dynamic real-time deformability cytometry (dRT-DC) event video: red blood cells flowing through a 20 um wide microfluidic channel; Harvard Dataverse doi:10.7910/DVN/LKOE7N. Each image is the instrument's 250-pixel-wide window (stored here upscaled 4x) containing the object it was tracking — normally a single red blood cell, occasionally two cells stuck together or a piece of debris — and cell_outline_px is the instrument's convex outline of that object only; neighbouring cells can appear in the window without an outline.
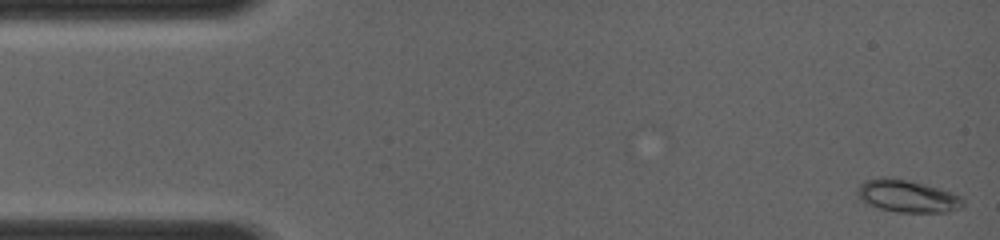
{"species": "common noctule bat (a hibernating species)", "species_latin": "Nyctalus noctula", "temperature_condition": "room temperature", "stored_images_in_passage": 36, "camera_frame_rate_fps": 4000, "um_per_image_px": 0.085, "animal": {"sex": "female", "body_mass_g": 19.0, "forearm_length_mm": 56.7}, "frame": {"image": 1, "passage_image": 1, "time_ms": 0.0, "image_size_px": [1000, 240], "cell_outline_px": [[964, 208], [948, 212], [896, 212], [864, 204], [860, 200], [856, 192], [856, 188], [864, 180], [884, 176], [924, 184], [952, 192], [960, 196], [964, 200]], "centroid_in_image_um": [77.1, 16.68], "position_along_channel_um": 7.9, "area_um2": 20.17}}
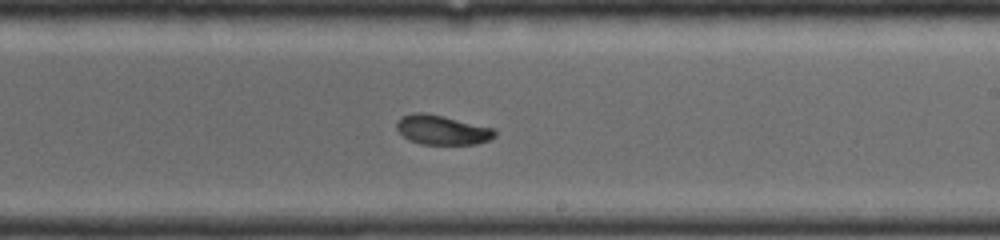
{"frame": {"image": 2, "passage_image": 23, "time_ms": 7.75, "image_size_px": [1000, 240], "cell_outline_px": [[496, 136], [488, 140], [476, 144], [420, 144], [408, 140], [396, 128], [396, 124], [404, 116], [412, 112], [424, 112], [444, 116], [496, 128]], "centroid_in_image_um": [37.62, 11.04], "position_along_channel_um": 251.4, "area_um2": 16.94}}
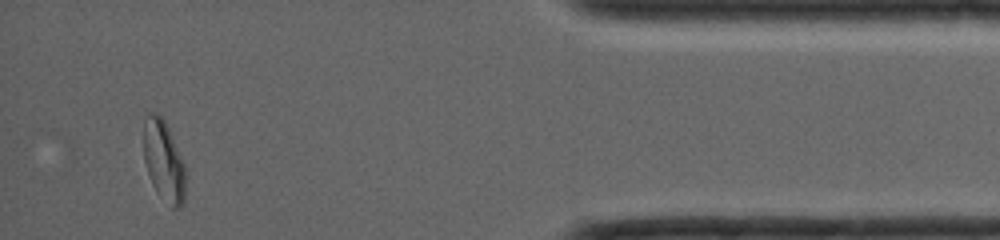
{"frame": {"image": 3, "passage_image": 36, "time_ms": 12.25, "image_size_px": [1000, 240], "cell_outline_px": [[184, 204], [180, 208], [172, 208], [156, 192], [152, 184], [144, 160], [144, 120], [148, 116], [156, 112], [164, 120], [172, 136], [184, 164]], "centroid_in_image_um": [13.91, 13.72], "position_along_channel_um": 421.3, "area_um2": 19.36}}